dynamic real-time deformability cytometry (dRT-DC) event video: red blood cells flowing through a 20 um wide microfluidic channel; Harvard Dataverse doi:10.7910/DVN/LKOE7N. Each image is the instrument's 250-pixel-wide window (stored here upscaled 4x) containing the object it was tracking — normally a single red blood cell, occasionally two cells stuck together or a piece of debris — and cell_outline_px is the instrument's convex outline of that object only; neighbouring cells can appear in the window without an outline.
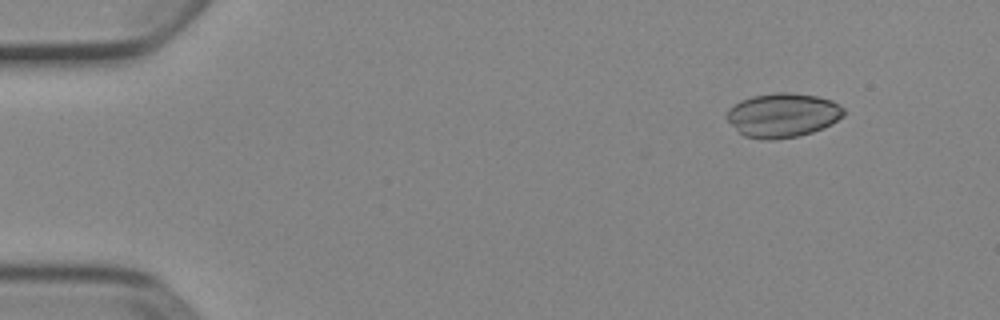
{"species": "Egyptian fruit bat (a non-hibernating species)", "species_latin": "Rousettus aegyptiacus", "temperature_condition": "cold", "stored_images_in_passage": 13, "camera_frame_rate_fps": 3000, "um_per_image_px": 0.085, "animal": {"sex": "female"}, "frame": {"image": 1, "passage_image": 6, "time_ms": 1.667, "image_size_px": [1000, 320], "cell_outline_px": [[844, 116], [832, 124], [824, 128], [812, 132], [796, 136], [772, 140], [764, 140], [744, 136], [724, 116], [728, 108], [740, 100], [752, 96], [776, 92], [792, 92], [816, 96], [832, 100], [844, 108]], "centroid_in_image_um": [66.53, 9.78], "position_along_channel_um": 18.5, "area_um2": 30.29}}